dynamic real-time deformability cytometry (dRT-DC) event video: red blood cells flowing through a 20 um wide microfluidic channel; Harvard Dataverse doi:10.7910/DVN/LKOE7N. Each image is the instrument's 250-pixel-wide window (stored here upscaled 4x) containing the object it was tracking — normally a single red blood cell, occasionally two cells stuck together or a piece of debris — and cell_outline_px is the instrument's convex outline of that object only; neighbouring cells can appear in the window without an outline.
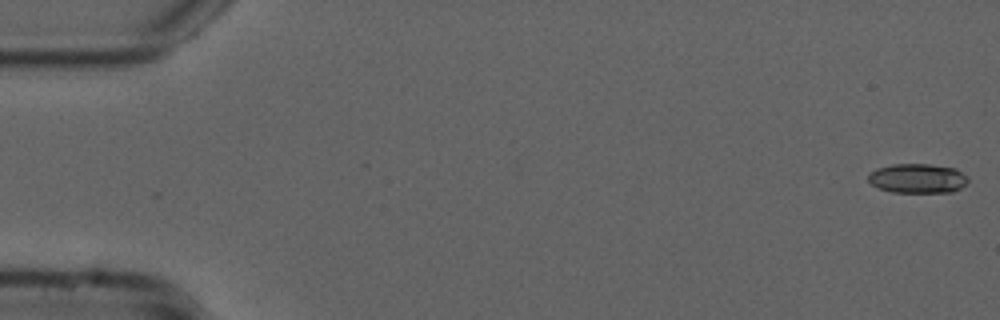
{"species": "common noctule bat (a hibernating species)", "species_latin": "Nyctalus noctula", "temperature_condition": "cold", "stored_images_in_passage": 54, "camera_frame_rate_fps": 3000, "um_per_image_px": 0.085, "animal": {"sex": "male", "forearm_length_mm": 52.5}, "frame": {"image": 1, "passage_image": 1, "time_ms": 0.0, "image_size_px": [1000, 320], "cell_outline_px": [[968, 180], [960, 188], [952, 192], [892, 192], [880, 188], [872, 184], [868, 180], [868, 172], [876, 168], [892, 164], [928, 164], [956, 168], [968, 176]], "centroid_in_image_um": [77.98, 15.15], "position_along_channel_um": 7.0, "area_um2": 17.17}}
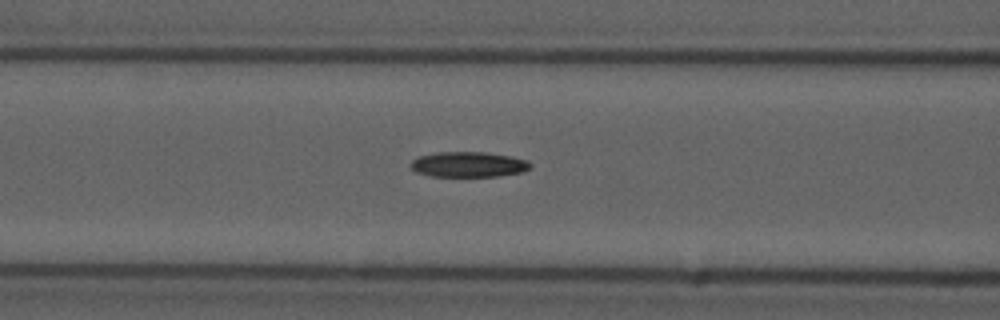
{"frame": {"image": 2, "passage_image": 22, "time_ms": 7.0, "image_size_px": [1000, 320], "cell_outline_px": [[532, 164], [524, 172], [496, 176], [432, 176], [416, 172], [412, 168], [412, 160], [420, 156], [436, 152], [484, 152], [512, 156], [528, 160]], "centroid_in_image_um": [39.86, 13.97], "position_along_channel_um": 126.7, "area_um2": 17.57}}
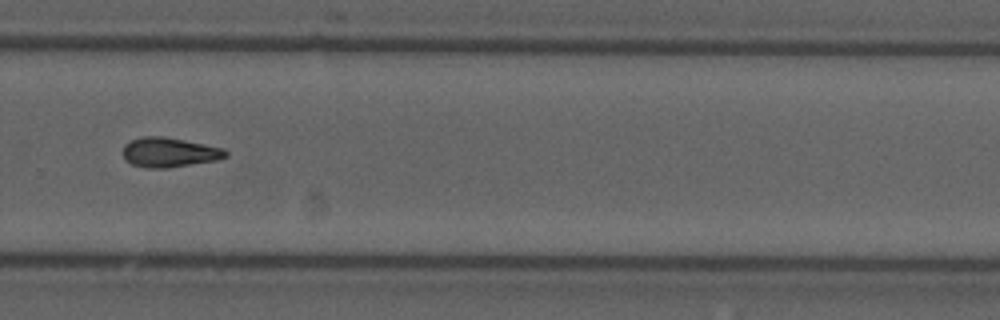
{"frame": {"image": 3, "passage_image": 37, "time_ms": 12.0, "image_size_px": [1000, 320], "cell_outline_px": [[228, 156], [216, 160], [168, 168], [148, 168], [132, 164], [124, 160], [124, 144], [132, 140], [144, 136], [164, 136], [224, 148], [228, 152]], "centroid_in_image_um": [14.4, 12.95], "position_along_channel_um": 315.4, "area_um2": 17.69}, "authors_computed_cell_mechanics": {"area_um2": 17.2244, "velocity_mm_per_s": 3.7888, "shape_relaxation_time_tau1_ms": 11.1337, "shape_relaxation_time_tau2_ms": null, "deformation_change_tau1": 0.2028, "deformation_change_tau2": null}}